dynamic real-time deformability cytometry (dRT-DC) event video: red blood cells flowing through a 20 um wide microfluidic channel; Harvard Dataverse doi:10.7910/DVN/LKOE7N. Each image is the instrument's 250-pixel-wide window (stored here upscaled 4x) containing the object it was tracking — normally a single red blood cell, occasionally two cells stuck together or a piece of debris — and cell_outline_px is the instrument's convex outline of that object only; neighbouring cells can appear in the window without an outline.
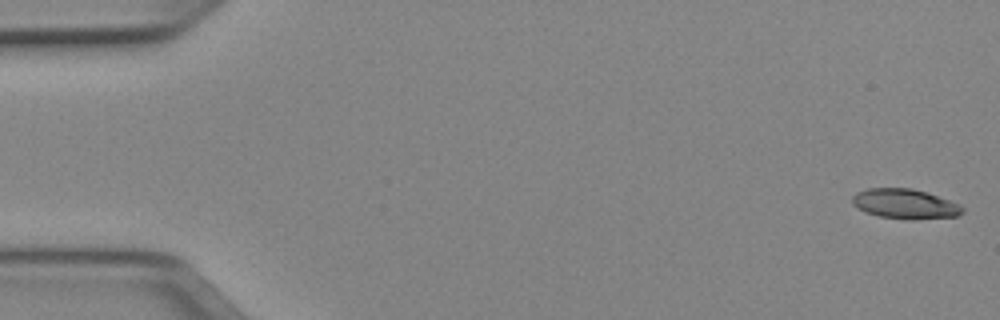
{"species": "Egyptian fruit bat (a non-hibernating species)", "species_latin": "Rousettus aegyptiacus", "temperature_condition": "cold", "stored_images_in_passage": 51, "camera_frame_rate_fps": 3000, "um_per_image_px": 0.085, "animal": {"sex": "female"}, "frame": {"image": 1, "passage_image": 1, "time_ms": 0.0, "image_size_px": [1000, 320], "cell_outline_px": [[964, 212], [956, 216], [912, 220], [880, 216], [864, 212], [852, 204], [852, 196], [856, 192], [868, 188], [912, 188], [960, 204], [964, 208]], "centroid_in_image_um": [76.9, 17.33], "position_along_channel_um": 8.1, "area_um2": 19.07}}
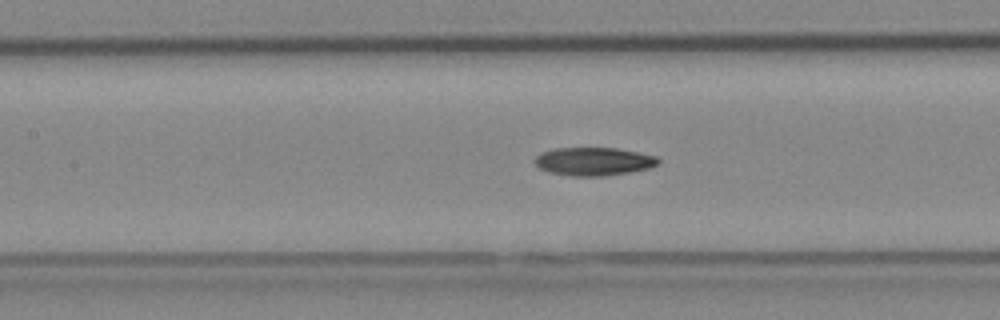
{"frame": {"image": 2, "passage_image": 23, "time_ms": 7.333, "image_size_px": [1000, 320], "cell_outline_px": [[660, 164], [648, 168], [628, 172], [604, 176], [572, 176], [548, 172], [540, 168], [532, 160], [540, 152], [552, 148], [616, 148], [656, 156], [660, 160]], "centroid_in_image_um": [50.42, 13.72], "position_along_channel_um": 157.0, "area_um2": 20.35}}
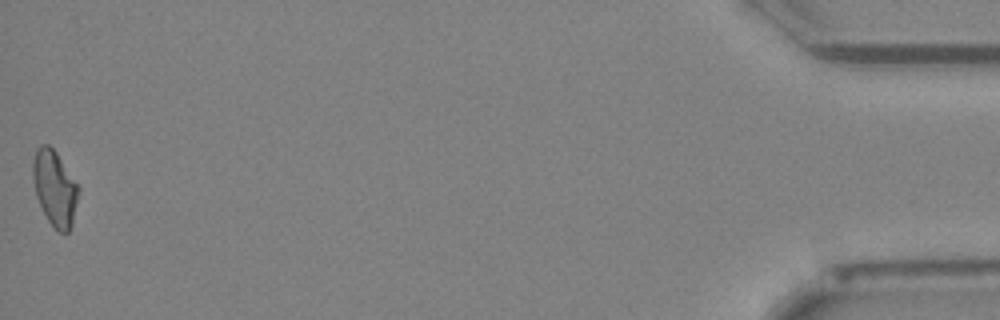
{"frame": {"image": 3, "passage_image": 51, "time_ms": 16.667, "image_size_px": [1000, 320], "cell_outline_px": [[80, 188], [72, 224], [68, 232], [60, 232], [48, 220], [36, 196], [32, 176], [32, 160], [36, 148], [40, 144], [48, 144], [56, 152]], "centroid_in_image_um": [4.64, 15.95], "position_along_channel_um": 430.6, "area_um2": 19.88}, "authors_computed_cell_mechanics": {"area_um2": 19.9988, "velocity_mm_per_s": 3.9647, "shape_relaxation_time_tau1_ms": 7.5682, "shape_relaxation_time_tau2_ms": null, "deformation_change_tau1": 0.1936, "deformation_change_tau2": null}}